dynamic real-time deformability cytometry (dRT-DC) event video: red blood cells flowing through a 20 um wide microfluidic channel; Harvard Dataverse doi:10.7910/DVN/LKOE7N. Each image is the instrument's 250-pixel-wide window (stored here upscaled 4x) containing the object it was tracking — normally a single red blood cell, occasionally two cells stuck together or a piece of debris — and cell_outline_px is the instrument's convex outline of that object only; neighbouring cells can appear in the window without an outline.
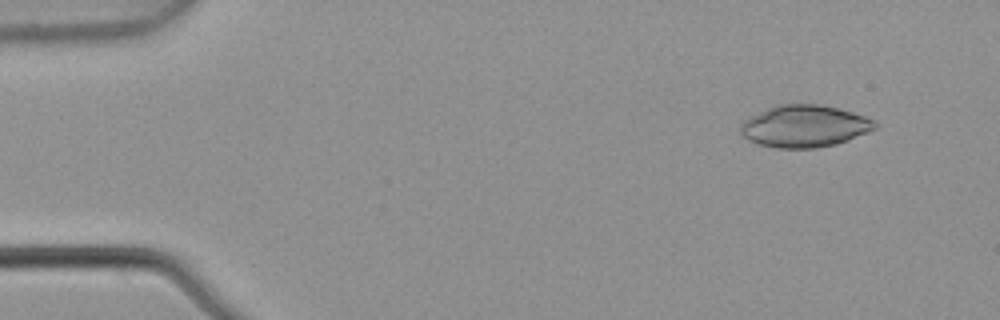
{"species": "common noctule bat (a hibernating species)", "species_latin": "Nyctalus noctula", "temperature_condition": "warm", "stored_images_in_passage": 4, "camera_frame_rate_fps": 3000, "um_per_image_px": 0.085, "animal": {"sex": "male", "body_mass_g": 21.5, "forearm_length_mm": 52.0}, "frame": {"image": 1, "passage_image": 2, "time_ms": 0.333, "image_size_px": [1000, 320], "cell_outline_px": [[876, 128], [868, 132], [848, 140], [836, 144], [816, 148], [776, 148], [756, 144], [748, 140], [740, 132], [740, 124], [748, 116], [776, 104], [820, 104], [852, 112], [876, 120]], "centroid_in_image_um": [68.34, 10.72], "position_along_channel_um": 16.7, "area_um2": 33.18}}